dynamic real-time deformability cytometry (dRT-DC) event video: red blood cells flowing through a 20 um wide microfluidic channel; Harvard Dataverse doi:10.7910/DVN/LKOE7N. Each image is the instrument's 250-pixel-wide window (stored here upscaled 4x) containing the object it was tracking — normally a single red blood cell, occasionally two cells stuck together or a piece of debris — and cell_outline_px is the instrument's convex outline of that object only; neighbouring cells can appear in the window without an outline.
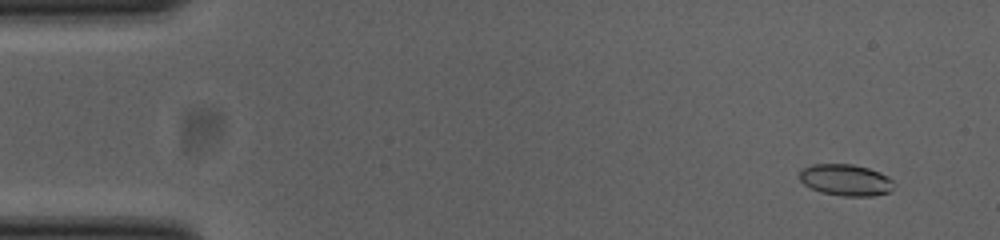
{"species": "common noctule bat (a hibernating species)", "species_latin": "Nyctalus noctula", "temperature_condition": "cold", "stored_images_in_passage": 53, "camera_frame_rate_fps": 3000, "um_per_image_px": 0.085, "animal": {"sex": "female", "body_mass_g": 23.0, "forearm_length_mm": 53.4}, "frame": {"image": 1, "passage_image": 4, "time_ms": 1.0, "image_size_px": [1000, 240], "cell_outline_px": [[896, 184], [888, 192], [872, 196], [844, 196], [820, 192], [804, 184], [800, 180], [800, 172], [804, 168], [812, 164], [852, 164], [868, 168], [880, 172], [888, 176]], "centroid_in_image_um": [71.91, 15.3], "position_along_channel_um": 13.1, "area_um2": 17.28}}
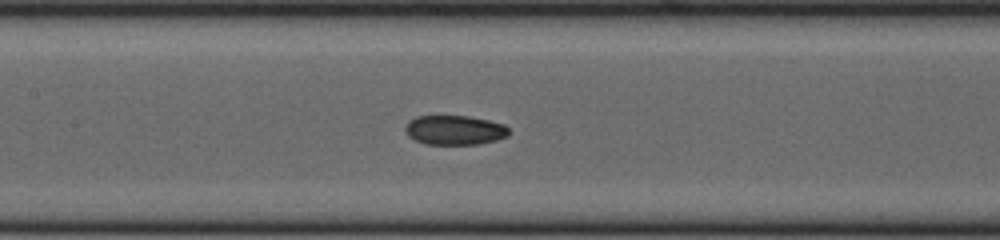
{"frame": {"image": 2, "passage_image": 25, "time_ms": 8.0, "image_size_px": [1000, 240], "cell_outline_px": [[508, 136], [496, 140], [476, 144], [424, 144], [408, 136], [404, 128], [408, 120], [416, 116], [468, 116], [488, 120], [504, 124], [508, 128]], "centroid_in_image_um": [38.62, 11.05], "position_along_channel_um": 168.8, "area_um2": 17.8}}
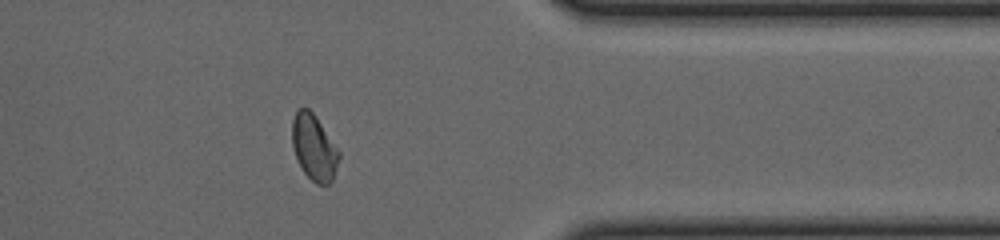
{"frame": {"image": 3, "passage_image": 43, "time_ms": 14.0, "image_size_px": [1000, 240], "cell_outline_px": [[340, 156], [332, 180], [328, 184], [316, 184], [304, 172], [296, 156], [292, 144], [292, 120], [296, 112], [300, 108], [308, 108], [316, 116], [340, 152]], "centroid_in_image_um": [26.69, 12.52], "position_along_channel_um": 384.7, "area_um2": 17.69}, "authors_computed_cell_mechanics": {"area_um2": 18.0336, "velocity_mm_per_s": 3.8637, "shape_relaxation_time_tau1_ms": null, "shape_relaxation_time_tau2_ms": 2.0239, "deformation_change_tau1": null, "deformation_change_tau2": 0.0593}}